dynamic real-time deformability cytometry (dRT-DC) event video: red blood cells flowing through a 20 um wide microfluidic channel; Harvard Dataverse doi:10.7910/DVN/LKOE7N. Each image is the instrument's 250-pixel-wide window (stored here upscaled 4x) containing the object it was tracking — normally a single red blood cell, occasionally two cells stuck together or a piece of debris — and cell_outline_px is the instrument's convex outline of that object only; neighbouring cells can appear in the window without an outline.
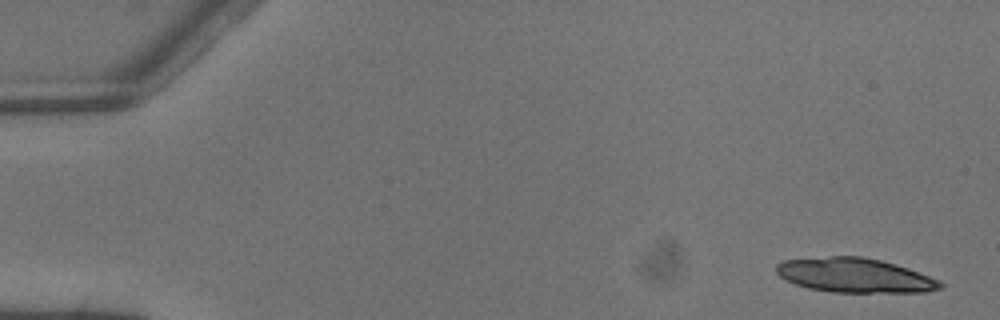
{"species": "common noctule bat (a hibernating species)", "species_latin": "Nyctalus noctula", "temperature_condition": "warm", "stored_images_in_passage": 4, "camera_frame_rate_fps": 3000, "um_per_image_px": 0.085, "animal": {"sex": "male", "body_mass_g": 13.3}, "frame": {"image": 1, "passage_image": 1, "time_ms": 0.0, "image_size_px": [1000, 320], "cell_outline_px": [[944, 288], [928, 292], [832, 292], [808, 288], [784, 280], [776, 272], [776, 264], [784, 260], [828, 256], [864, 256], [896, 264], [908, 268], [940, 280], [944, 284]], "centroid_in_image_um": [72.67, 23.4], "position_along_channel_um": 12.3, "area_um2": 33.12}}